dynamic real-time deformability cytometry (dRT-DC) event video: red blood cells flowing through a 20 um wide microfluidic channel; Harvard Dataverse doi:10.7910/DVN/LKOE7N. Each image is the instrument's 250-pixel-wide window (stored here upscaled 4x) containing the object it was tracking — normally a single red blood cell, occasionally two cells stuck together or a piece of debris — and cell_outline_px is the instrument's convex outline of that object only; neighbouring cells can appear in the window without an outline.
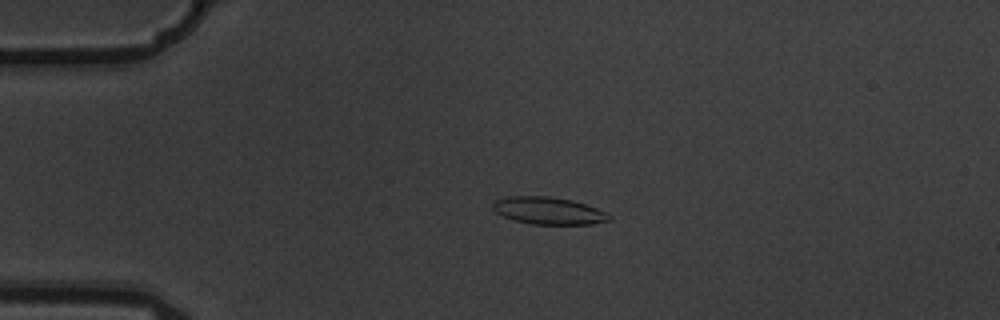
{"species": "common noctule bat (a hibernating species)", "species_latin": "Nyctalus noctula", "temperature_condition": "warm", "stored_images_in_passage": 6, "camera_frame_rate_fps": 3000, "um_per_image_px": 0.085, "animal": {"sex": "male", "body_mass_g": 19.5, "forearm_length_mm": 54.6}, "frame": {"image": 1, "passage_image": 4, "time_ms": 1.0, "image_size_px": [1000, 320], "cell_outline_px": [[612, 220], [592, 224], [532, 224], [512, 220], [496, 212], [492, 208], [492, 204], [496, 200], [508, 196], [548, 196], [572, 200], [596, 208], [612, 216]], "centroid_in_image_um": [46.61, 17.91], "position_along_channel_um": 38.4, "area_um2": 18.44}}